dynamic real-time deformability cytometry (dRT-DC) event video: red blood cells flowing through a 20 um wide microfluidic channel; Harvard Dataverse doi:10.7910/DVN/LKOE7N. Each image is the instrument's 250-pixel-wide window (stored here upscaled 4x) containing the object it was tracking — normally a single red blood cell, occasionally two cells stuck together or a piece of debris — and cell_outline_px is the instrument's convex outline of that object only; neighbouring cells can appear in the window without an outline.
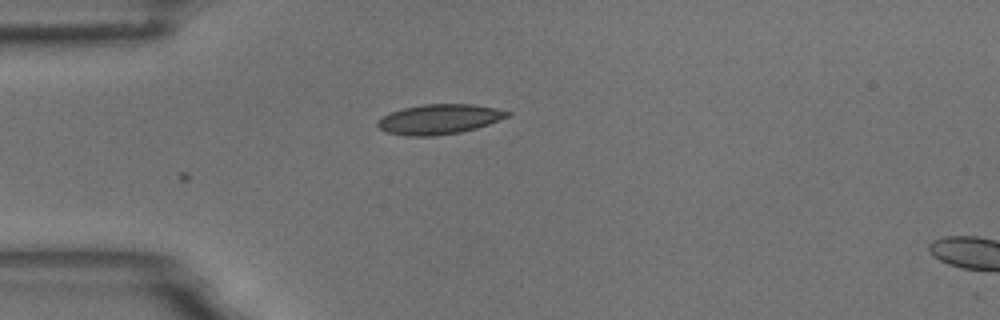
{"species": "common noctule bat (a hibernating species)", "species_latin": "Nyctalus noctula", "temperature_condition": "room temperature", "stored_images_in_passage": 4, "camera_frame_rate_fps": 3000, "um_per_image_px": 0.085, "animal": {"sex": "male", "body_mass_g": 18.8}, "frame": {"image": 1, "passage_image": 1, "time_ms": 0.0, "image_size_px": [1000, 320], "cell_outline_px": [[512, 112], [508, 116], [488, 124], [476, 128], [460, 132], [436, 136], [408, 136], [384, 132], [376, 124], [376, 120], [392, 112], [404, 108], [424, 104], [472, 104], [496, 108]], "centroid_in_image_um": [37.31, 10.14], "position_along_channel_um": 47.7, "area_um2": 22.54}}